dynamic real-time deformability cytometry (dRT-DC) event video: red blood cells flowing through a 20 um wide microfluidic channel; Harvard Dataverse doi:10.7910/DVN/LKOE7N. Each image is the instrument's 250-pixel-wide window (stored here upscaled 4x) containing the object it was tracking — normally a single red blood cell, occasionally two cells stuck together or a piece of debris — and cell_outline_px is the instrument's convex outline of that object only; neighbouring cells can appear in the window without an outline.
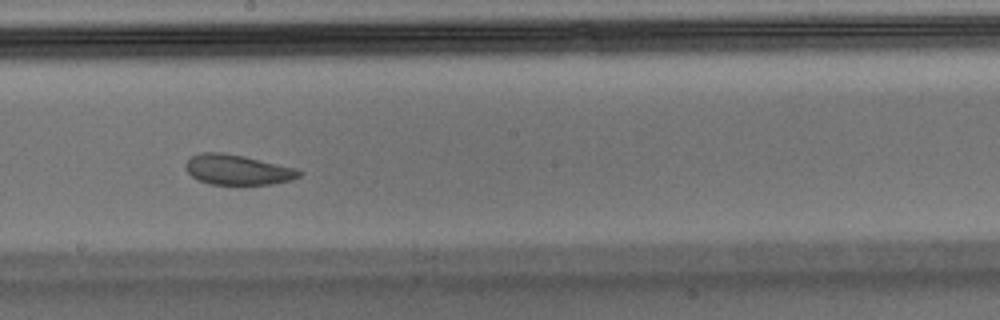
{"species": "Egyptian fruit bat (a non-hibernating species)", "species_latin": "Rousettus aegyptiacus", "temperature_condition": "warm", "stored_images_in_passage": 47, "segment_of_instrument_passage": [1, 2], "camera_frame_rate_fps": 3000, "um_per_image_px": 0.085, "animal": {"sex": "male"}, "frame": {"image": 1, "passage_image": 27, "time_ms": 8.667, "image_size_px": [1000, 320], "cell_outline_px": [[304, 172], [300, 176], [292, 180], [272, 184], [208, 184], [196, 180], [184, 168], [184, 164], [192, 156], [200, 152], [224, 152], [244, 156], [296, 168]], "centroid_in_image_um": [20.18, 14.42], "position_along_channel_um": 228.0, "area_um2": 20.11}}